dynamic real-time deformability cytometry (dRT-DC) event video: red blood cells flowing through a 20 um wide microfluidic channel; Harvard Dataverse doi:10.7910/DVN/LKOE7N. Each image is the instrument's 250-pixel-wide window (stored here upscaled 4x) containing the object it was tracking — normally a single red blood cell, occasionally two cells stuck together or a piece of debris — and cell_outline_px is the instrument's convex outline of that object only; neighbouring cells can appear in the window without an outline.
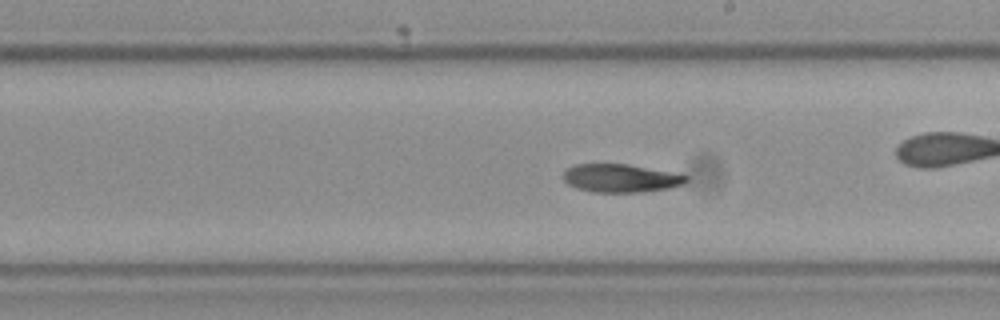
{"species": "Egyptian fruit bat (a non-hibernating species)", "species_latin": "Rousettus aegyptiacus", "temperature_condition": "cold", "stored_images_in_passage": 57, "camera_frame_rate_fps": 3000, "um_per_image_px": 0.085, "frame": {"image": 1, "passage_image": 33, "time_ms": 10.667, "image_size_px": [1000, 320], "cell_outline_px": [[688, 180], [684, 184], [668, 188], [640, 192], [592, 192], [576, 188], [568, 184], [564, 180], [564, 172], [568, 168], [576, 164], [628, 164], [688, 176]], "centroid_in_image_um": [52.73, 15.15], "position_along_channel_um": 236.3, "area_um2": 19.94}}